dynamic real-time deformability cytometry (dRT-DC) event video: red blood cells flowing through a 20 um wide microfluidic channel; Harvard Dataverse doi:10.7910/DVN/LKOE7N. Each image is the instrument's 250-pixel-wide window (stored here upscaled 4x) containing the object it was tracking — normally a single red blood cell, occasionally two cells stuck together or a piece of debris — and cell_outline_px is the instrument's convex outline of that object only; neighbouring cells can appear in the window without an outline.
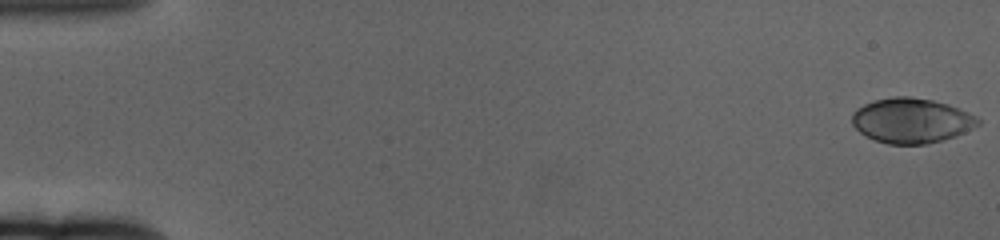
{"species": "human", "species_latin": "Homo sapiens", "temperature_condition": "cold", "stored_images_in_passage": 62, "camera_frame_rate_fps": 3000, "um_per_image_px": 0.085, "donor": {"sex": "female"}, "frame": {"image": 1, "passage_image": 1, "time_ms": 0.0, "image_size_px": [1000, 240], "cell_outline_px": [[980, 124], [956, 136], [944, 140], [928, 144], [888, 144], [876, 140], [860, 132], [852, 124], [852, 112], [856, 108], [872, 100], [892, 96], [908, 96], [932, 100], [948, 104], [968, 112], [976, 116], [980, 120]], "centroid_in_image_um": [77.47, 10.24], "position_along_channel_um": 7.5, "area_um2": 33.12}}
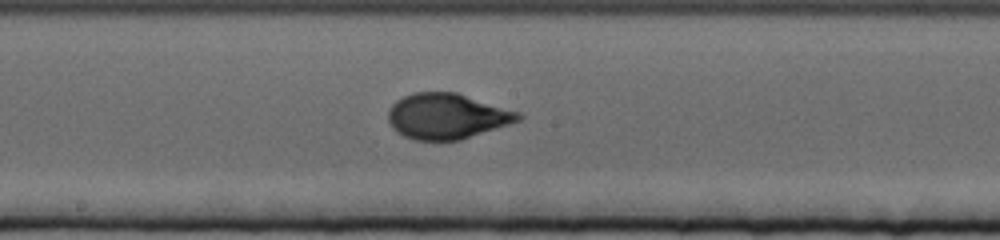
{"frame": {"image": 2, "passage_image": 34, "time_ms": 11.0, "image_size_px": [1000, 240], "cell_outline_px": [[524, 116], [520, 120], [460, 140], [412, 140], [396, 132], [392, 128], [388, 120], [388, 112], [392, 104], [396, 100], [412, 92], [456, 92], [520, 112]], "centroid_in_image_um": [37.96, 9.87], "position_along_channel_um": 210.2, "area_um2": 34.51}}
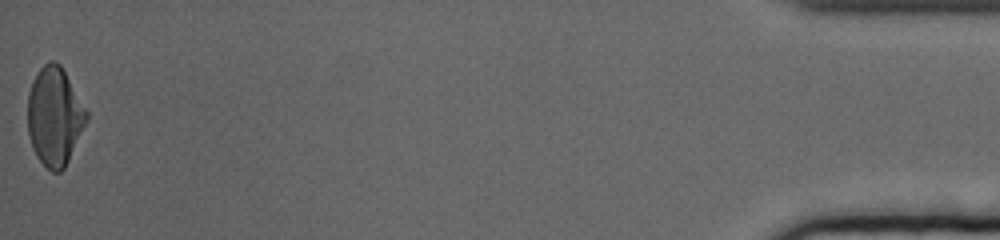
{"frame": {"image": 3, "passage_image": 62, "time_ms": 20.333, "image_size_px": [1000, 240], "cell_outline_px": [[88, 120], [64, 168], [60, 172], [52, 172], [36, 156], [32, 148], [28, 132], [28, 92], [32, 80], [40, 68], [48, 60], [52, 60], [60, 64], [88, 112]], "centroid_in_image_um": [4.63, 9.88], "position_along_channel_um": 430.6, "area_um2": 33.64}, "authors_computed_cell_mechanics": {"area_um2": 33.4084, "velocity_mm_per_s": 3.3193, "shape_relaxation_time_tau1_ms": 4.5863, "shape_relaxation_time_tau2_ms": null, "deformation_change_tau1": 0.2006, "deformation_change_tau2": null}}